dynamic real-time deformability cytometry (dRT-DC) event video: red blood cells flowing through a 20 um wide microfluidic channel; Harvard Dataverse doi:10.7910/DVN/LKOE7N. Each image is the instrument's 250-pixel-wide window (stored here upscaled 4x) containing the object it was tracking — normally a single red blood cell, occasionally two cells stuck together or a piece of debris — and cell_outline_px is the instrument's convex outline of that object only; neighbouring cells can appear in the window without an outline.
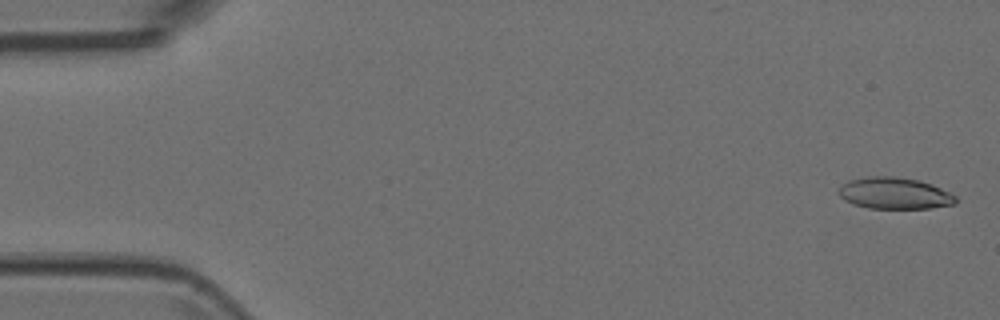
{"species": "Egyptian fruit bat (a non-hibernating species)", "species_latin": "Rousettus aegyptiacus", "temperature_condition": "room temperature", "stored_images_in_passage": 5, "camera_frame_rate_fps": 3000, "um_per_image_px": 0.085, "animal": {"sex": "female"}, "frame": {"image": 1, "passage_image": 1, "time_ms": 0.0, "image_size_px": [1000, 320], "cell_outline_px": [[956, 204], [932, 208], [868, 208], [852, 204], [844, 200], [836, 192], [840, 184], [848, 180], [868, 176], [892, 176], [920, 180], [932, 184], [956, 196]], "centroid_in_image_um": [75.98, 16.42], "position_along_channel_um": 9.0, "area_um2": 21.79}}